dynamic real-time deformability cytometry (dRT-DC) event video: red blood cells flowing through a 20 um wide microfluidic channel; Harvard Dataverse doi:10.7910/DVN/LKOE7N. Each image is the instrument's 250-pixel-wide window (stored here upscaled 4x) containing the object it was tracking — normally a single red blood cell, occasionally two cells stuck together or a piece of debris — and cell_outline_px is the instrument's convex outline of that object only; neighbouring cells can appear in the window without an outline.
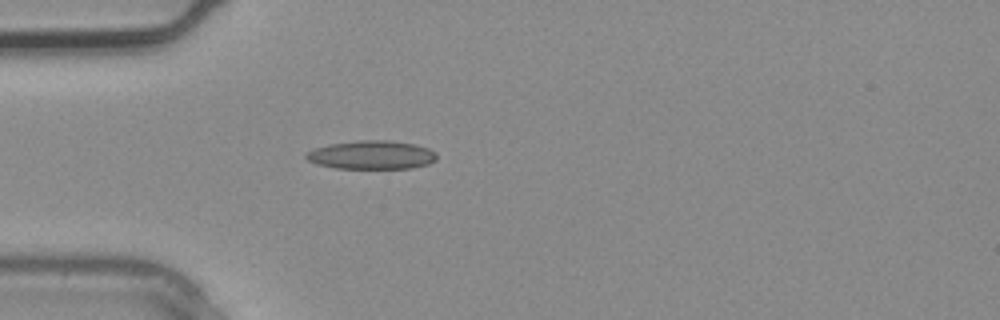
{"species": "common noctule bat (a hibernating species)", "species_latin": "Nyctalus noctula", "temperature_condition": "warm", "stored_images_in_passage": 3, "camera_frame_rate_fps": 3000, "um_per_image_px": 0.085, "animal": {"sex": "male", "body_mass_g": 20.4}, "frame": {"image": 1, "passage_image": 3, "time_ms": 0.667, "image_size_px": [1000, 320], "cell_outline_px": [[436, 160], [428, 164], [412, 168], [336, 168], [316, 164], [308, 160], [304, 156], [308, 152], [316, 148], [328, 144], [360, 140], [388, 140], [412, 144], [428, 148], [436, 152]], "centroid_in_image_um": [31.59, 13.17], "position_along_channel_um": 53.4, "area_um2": 21.62}}